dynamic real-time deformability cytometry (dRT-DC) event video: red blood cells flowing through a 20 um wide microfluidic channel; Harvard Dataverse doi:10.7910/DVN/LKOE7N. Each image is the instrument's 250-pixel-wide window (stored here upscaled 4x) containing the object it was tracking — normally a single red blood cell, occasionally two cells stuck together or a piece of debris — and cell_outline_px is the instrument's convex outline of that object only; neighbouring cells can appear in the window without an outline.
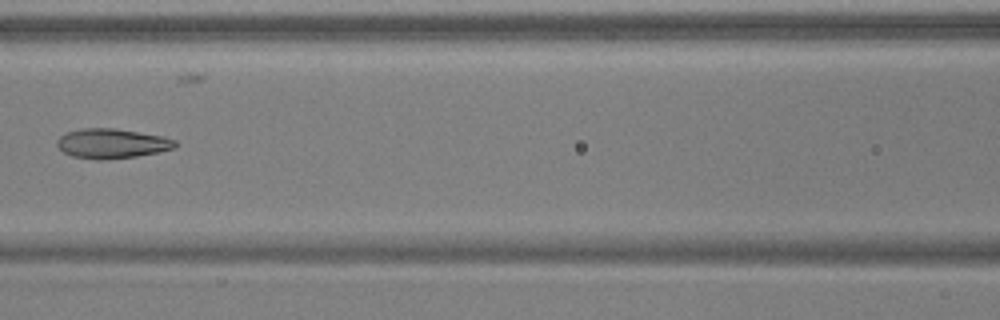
{"species": "common noctule bat (a hibernating species)", "species_latin": "Nyctalus noctula", "temperature_condition": "warm", "stored_images_in_passage": 8, "camera_frame_rate_fps": 3000, "um_per_image_px": 0.085, "animal": {"sex": "male", "body_mass_g": 17.9, "forearm_length_mm": 54.2}, "frame": {"image": 1, "passage_image": 6, "time_ms": 1.667, "image_size_px": [1000, 320], "cell_outline_px": [[176, 148], [136, 156], [104, 160], [96, 160], [72, 156], [64, 152], [56, 144], [56, 140], [64, 132], [80, 128], [116, 128], [160, 136], [176, 140]], "centroid_in_image_um": [9.46, 12.19], "position_along_channel_um": 157.1, "area_um2": 20.46}}